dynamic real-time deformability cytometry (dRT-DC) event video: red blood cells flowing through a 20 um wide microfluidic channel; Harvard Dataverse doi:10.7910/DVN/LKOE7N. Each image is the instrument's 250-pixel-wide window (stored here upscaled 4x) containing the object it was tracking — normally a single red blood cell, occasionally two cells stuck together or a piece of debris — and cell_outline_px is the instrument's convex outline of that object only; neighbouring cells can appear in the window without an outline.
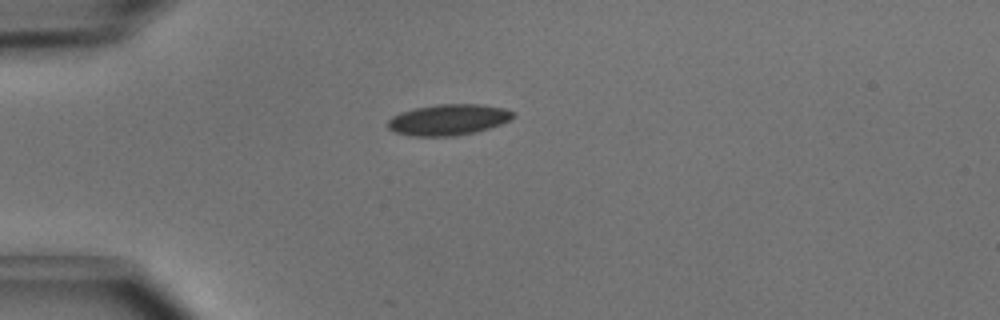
{"species": "common noctule bat (a hibernating species)", "species_latin": "Nyctalus noctula", "temperature_condition": "cold", "stored_images_in_passage": 37, "camera_frame_rate_fps": 3000, "um_per_image_px": 0.085, "animal": {"sex": "male", "body_mass_g": 15.6}, "frame": {"image": 1, "passage_image": 1, "time_ms": 0.0, "image_size_px": [1000, 320], "cell_outline_px": [[516, 116], [500, 124], [476, 132], [452, 136], [412, 136], [396, 132], [388, 128], [388, 120], [392, 116], [400, 112], [416, 108], [436, 104], [480, 104], [504, 108], [516, 112]], "centroid_in_image_um": [38.12, 10.17], "position_along_channel_um": 46.9, "area_um2": 22.6}}
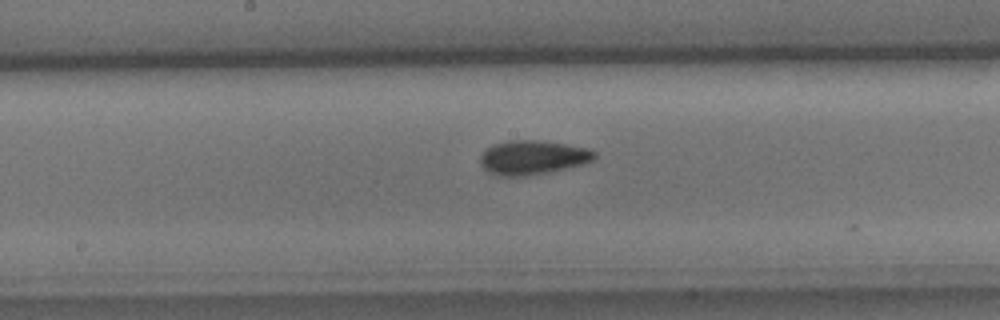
{"frame": {"image": 2, "passage_image": 14, "time_ms": 4.333, "image_size_px": [1000, 320], "cell_outline_px": [[596, 156], [592, 160], [584, 164], [548, 172], [528, 176], [496, 176], [488, 172], [480, 164], [480, 156], [492, 144], [508, 140], [536, 140], [592, 148], [596, 152]], "centroid_in_image_um": [45.28, 13.39], "position_along_channel_um": 202.9, "area_um2": 22.89}}
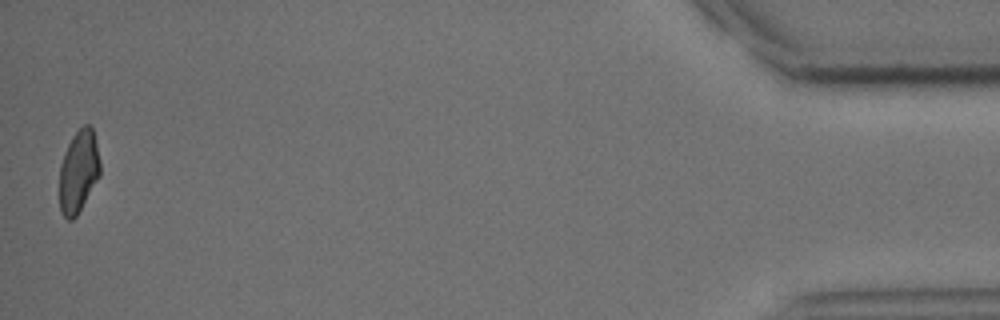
{"frame": {"image": 3, "passage_image": 37, "time_ms": 12.0, "image_size_px": [1000, 320], "cell_outline_px": [[100, 176], [76, 216], [72, 220], [68, 220], [60, 212], [60, 164], [64, 152], [72, 136], [84, 124], [88, 124], [92, 128], [100, 160]], "centroid_in_image_um": [6.67, 14.57], "position_along_channel_um": 428.5, "area_um2": 19.42}, "authors_computed_cell_mechanics": {"area_um2": 21.5016, "velocity_mm_per_s": 4.0433, "shape_relaxation_time_tau1_ms": 3.4866, "shape_relaxation_time_tau2_ms": 1.8464, "deformation_change_tau1": 0.1062, "deformation_change_tau2": 0.0524}}